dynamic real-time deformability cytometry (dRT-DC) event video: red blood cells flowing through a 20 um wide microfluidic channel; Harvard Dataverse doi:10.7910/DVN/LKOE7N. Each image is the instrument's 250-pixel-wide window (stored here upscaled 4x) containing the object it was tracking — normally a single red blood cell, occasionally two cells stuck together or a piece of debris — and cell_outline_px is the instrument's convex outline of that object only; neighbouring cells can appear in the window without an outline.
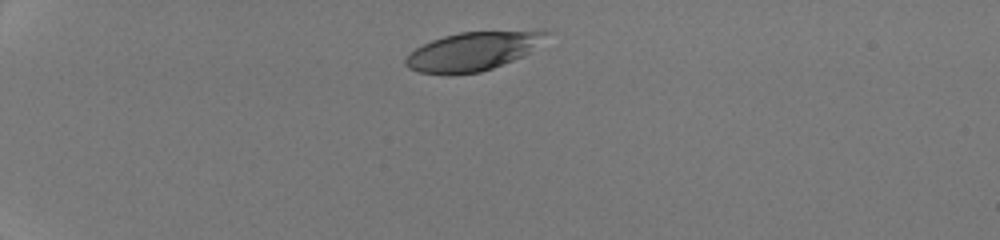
{"species": "human", "species_latin": "Homo sapiens", "temperature_condition": "room temperature", "stored_images_in_passage": 37, "camera_frame_rate_fps": 3000, "um_per_image_px": 0.085, "donor": {"sex": "male"}, "frame": {"image": 1, "passage_image": 1, "time_ms": 0.0, "image_size_px": [1000, 240], "cell_outline_px": [[552, 32], [528, 52], [512, 60], [492, 68], [480, 72], [448, 76], [416, 72], [408, 68], [404, 64], [404, 60], [416, 48], [432, 40], [444, 36], [460, 32]], "centroid_in_image_um": [40.05, 4.41], "position_along_channel_um": 45.0, "area_um2": 30.98}}
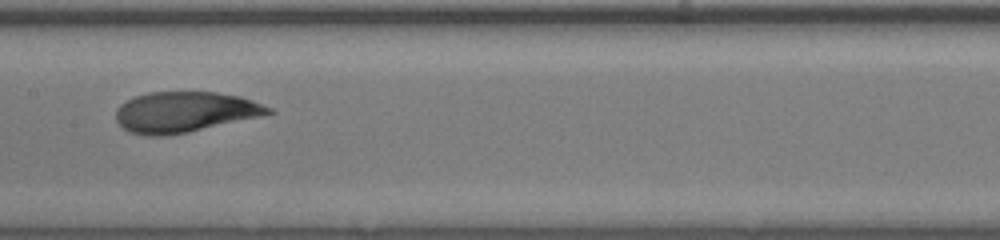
{"frame": {"image": 2, "passage_image": 16, "time_ms": 5.0, "image_size_px": [1000, 240], "cell_outline_px": [[276, 112], [264, 116], [188, 132], [164, 136], [148, 136], [132, 132], [124, 128], [116, 120], [116, 108], [120, 104], [136, 96], [148, 92], [216, 92], [240, 96], [252, 100], [272, 108]], "centroid_in_image_um": [15.74, 9.52], "position_along_channel_um": 191.7, "area_um2": 36.13}}
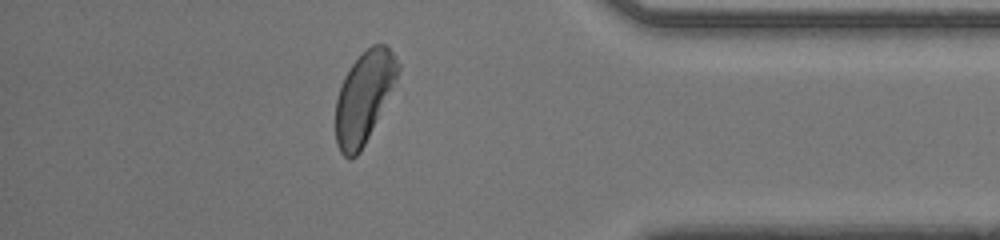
{"frame": {"image": 3, "passage_image": 32, "time_ms": 10.333, "image_size_px": [1000, 240], "cell_outline_px": [[400, 68], [396, 80], [360, 152], [356, 156], [348, 160], [340, 152], [336, 144], [336, 100], [344, 76], [352, 64], [372, 44], [388, 44], [396, 56], [400, 64]], "centroid_in_image_um": [30.93, 8.24], "position_along_channel_um": 404.3, "area_um2": 32.54}, "authors_computed_cell_mechanics": {"area_um2": 35.8938, "velocity_mm_per_s": 4.2944, "shape_relaxation_time_tau1_ms": 4.1841, "shape_relaxation_time_tau2_ms": 0.7181, "deformation_change_tau1": 0.2021, "deformation_change_tau2": 0.052}}